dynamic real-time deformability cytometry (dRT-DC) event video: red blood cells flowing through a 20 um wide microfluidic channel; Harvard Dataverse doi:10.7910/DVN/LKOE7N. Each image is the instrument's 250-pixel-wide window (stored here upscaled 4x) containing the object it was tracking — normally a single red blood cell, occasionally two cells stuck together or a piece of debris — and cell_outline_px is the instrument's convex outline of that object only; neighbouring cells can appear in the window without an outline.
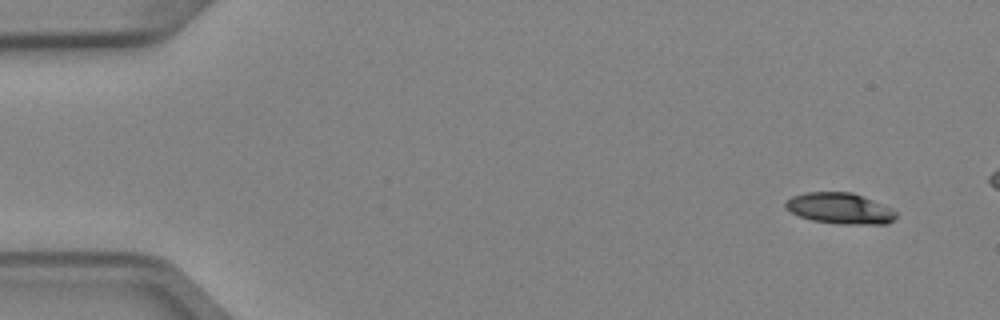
{"species": "Egyptian fruit bat (a non-hibernating species)", "species_latin": "Rousettus aegyptiacus", "temperature_condition": "cold", "stored_images_in_passage": 5, "camera_frame_rate_fps": 3000, "um_per_image_px": 0.085, "animal": {"sex": "female"}, "frame": {"image": 1, "passage_image": 5, "time_ms": 1.333, "image_size_px": [1000, 320], "cell_outline_px": [[896, 216], [888, 224], [836, 224], [812, 220], [800, 216], [784, 208], [784, 204], [792, 196], [804, 192], [852, 192], [892, 208], [896, 212]], "centroid_in_image_um": [71.38, 17.71], "position_along_channel_um": 13.6, "area_um2": 19.94}}